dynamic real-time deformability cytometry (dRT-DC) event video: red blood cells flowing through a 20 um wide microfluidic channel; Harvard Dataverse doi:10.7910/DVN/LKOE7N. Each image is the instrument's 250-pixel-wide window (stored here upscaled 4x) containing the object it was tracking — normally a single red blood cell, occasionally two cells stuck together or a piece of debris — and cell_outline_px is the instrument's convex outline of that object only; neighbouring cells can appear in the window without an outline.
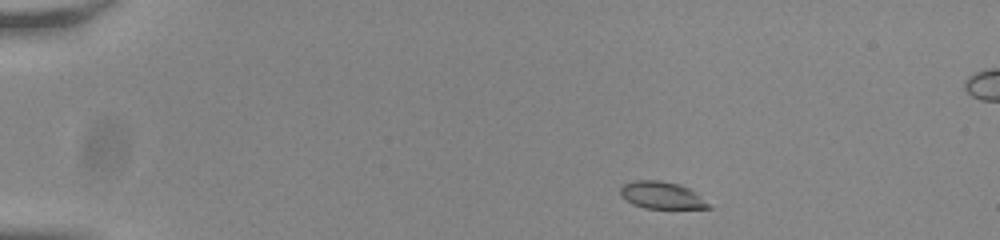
{"species": "common noctule bat (a hibernating species)", "species_latin": "Nyctalus noctula", "temperature_condition": "room temperature", "stored_images_in_passage": 47, "camera_frame_rate_fps": 3000, "um_per_image_px": 0.085, "animal": {"sex": "male", "body_mass_g": 20.0, "forearm_length_mm": 53.3}, "frame": {"image": 1, "passage_image": 2, "time_ms": 0.333, "image_size_px": [1000, 240], "cell_outline_px": [[712, 208], [644, 208], [632, 204], [620, 196], [620, 188], [624, 184], [636, 180], [660, 180], [676, 184], [688, 188], [708, 204]], "centroid_in_image_um": [56.15, 16.6], "position_along_channel_um": 28.8, "area_um2": 13.58}}
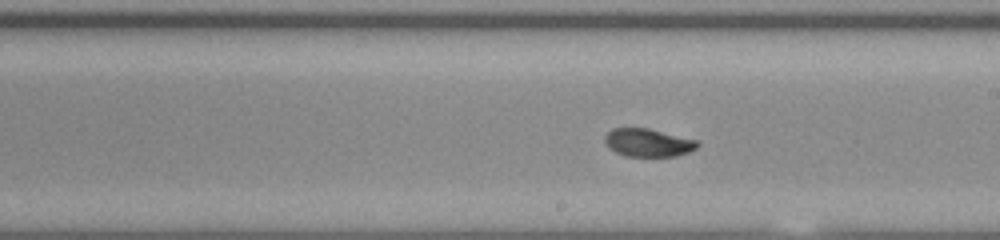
{"frame": {"image": 2, "passage_image": 25, "time_ms": 8.0, "image_size_px": [1000, 240], "cell_outline_px": [[700, 144], [696, 148], [688, 152], [676, 156], [624, 156], [608, 148], [604, 140], [604, 136], [612, 128], [648, 128], [696, 140]], "centroid_in_image_um": [55.05, 12.12], "position_along_channel_um": 233.9, "area_um2": 15.09}}
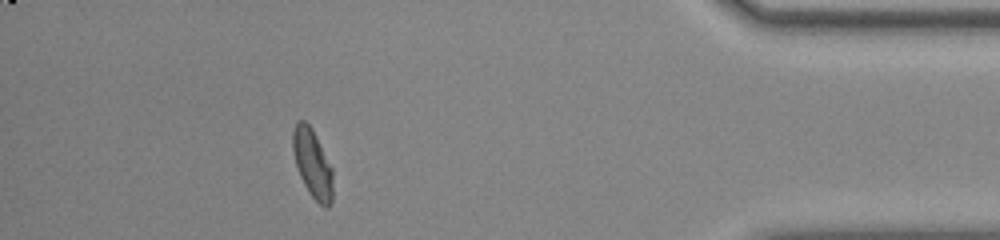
{"frame": {"image": 3, "passage_image": 42, "time_ms": 13.667, "image_size_px": [1000, 240], "cell_outline_px": [[332, 204], [328, 208], [324, 208], [308, 192], [300, 176], [296, 164], [292, 148], [292, 132], [296, 120], [304, 120], [312, 128], [332, 168]], "centroid_in_image_um": [26.55, 13.9], "position_along_channel_um": 408.6, "area_um2": 16.01}, "authors_computed_cell_mechanics": {"area_um2": 15.3748, "velocity_mm_per_s": 3.8154, "shape_relaxation_time_tau1_ms": 5.3933, "shape_relaxation_time_tau2_ms": 1.1367, "deformation_change_tau1": 0.1678, "deformation_change_tau2": 0.0321}}